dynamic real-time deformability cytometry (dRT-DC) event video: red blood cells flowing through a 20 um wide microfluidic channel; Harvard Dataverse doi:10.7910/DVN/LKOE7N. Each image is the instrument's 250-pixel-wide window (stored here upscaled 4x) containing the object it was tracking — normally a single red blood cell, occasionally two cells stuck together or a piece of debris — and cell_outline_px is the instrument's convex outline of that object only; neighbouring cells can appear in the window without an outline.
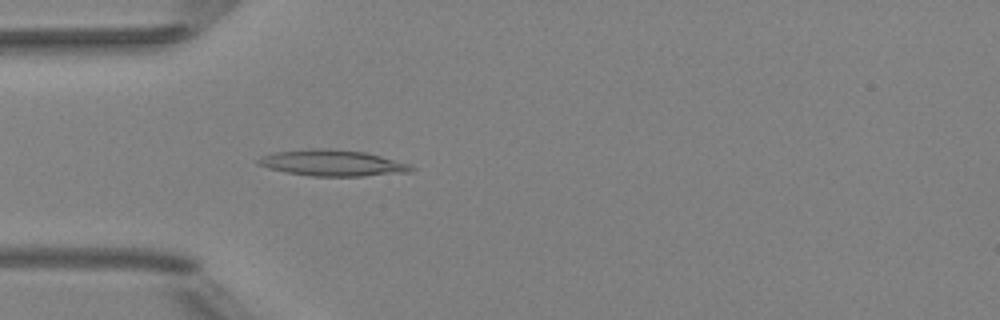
{"species": "Egyptian fruit bat (a non-hibernating species)", "species_latin": "Rousettus aegyptiacus", "temperature_condition": "room temperature", "stored_images_in_passage": 51, "camera_frame_rate_fps": 3000, "um_per_image_px": 0.085, "animal": {"sex": "female"}, "frame": {"image": 1, "passage_image": 15, "time_ms": 4.667, "image_size_px": [1000, 320], "cell_outline_px": [[416, 168], [412, 172], [364, 176], [312, 176], [288, 172], [268, 168], [256, 164], [256, 160], [272, 152], [312, 148], [316, 148], [364, 152], [412, 164]], "centroid_in_image_um": [28.29, 13.86], "position_along_channel_um": 56.7, "area_um2": 23.24}}
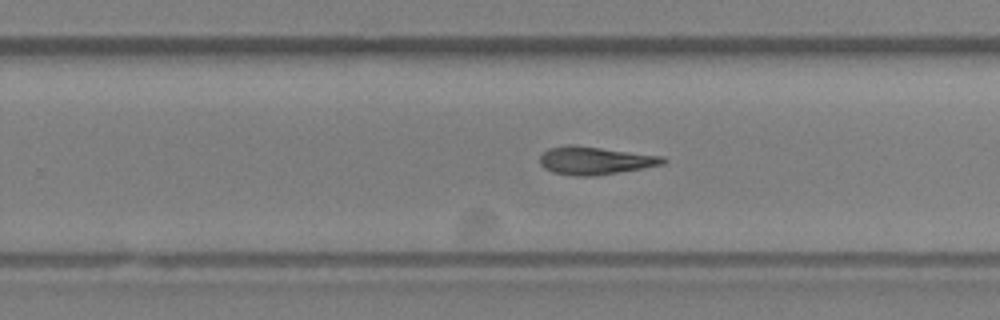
{"frame": {"image": 2, "passage_image": 32, "time_ms": 10.333, "image_size_px": [1000, 320], "cell_outline_px": [[668, 160], [664, 164], [644, 168], [596, 176], [572, 176], [552, 172], [544, 168], [540, 164], [540, 156], [548, 148], [568, 144], [572, 144], [664, 156]], "centroid_in_image_um": [50.58, 13.65], "position_along_channel_um": 279.2, "area_um2": 20.29}}
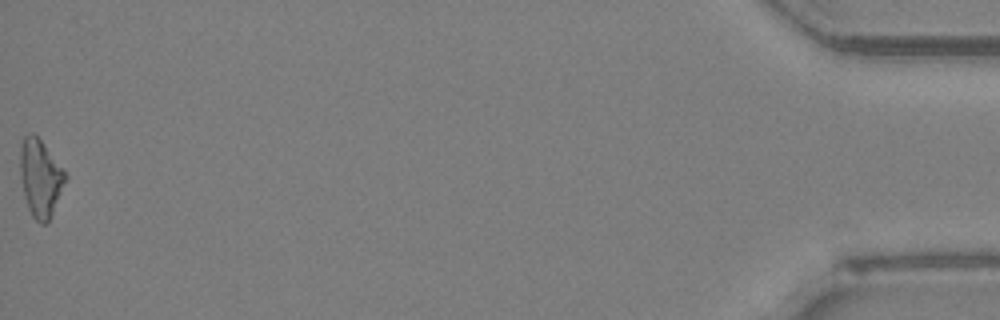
{"frame": {"image": 3, "passage_image": 51, "time_ms": 16.667, "image_size_px": [1000, 320], "cell_outline_px": [[68, 176], [52, 212], [48, 220], [44, 224], [40, 224], [32, 216], [28, 208], [24, 196], [20, 176], [20, 144], [24, 136], [28, 132], [32, 132], [44, 144], [64, 168]], "centroid_in_image_um": [3.42, 15.09], "position_along_channel_um": 431.8, "area_um2": 20.4}}